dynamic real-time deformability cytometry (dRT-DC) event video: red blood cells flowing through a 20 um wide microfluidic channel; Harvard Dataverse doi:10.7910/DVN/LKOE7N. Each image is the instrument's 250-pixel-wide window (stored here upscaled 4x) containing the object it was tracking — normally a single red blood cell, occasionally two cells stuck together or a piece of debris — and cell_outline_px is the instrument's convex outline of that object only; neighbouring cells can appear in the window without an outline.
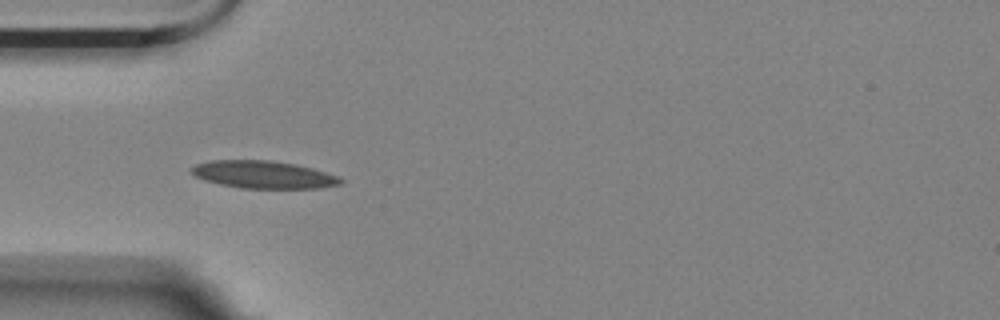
{"species": "Egyptian fruit bat (a non-hibernating species)", "species_latin": "Rousettus aegyptiacus", "temperature_condition": "room temperature", "stored_images_in_passage": 4, "camera_frame_rate_fps": 3000, "um_per_image_px": 0.085, "animal": {"sex": "female"}, "frame": {"image": 1, "passage_image": 3, "time_ms": 2.333, "image_size_px": [1000, 320], "cell_outline_px": [[344, 180], [340, 184], [320, 188], [240, 188], [220, 184], [204, 180], [188, 172], [188, 168], [196, 164], [208, 160], [272, 160], [296, 164], [312, 168], [336, 176]], "centroid_in_image_um": [22.32, 14.83], "position_along_channel_um": 62.7, "area_um2": 24.04}}
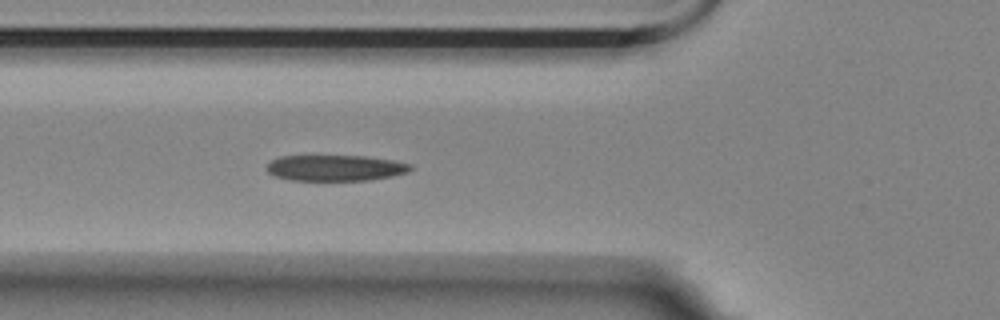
{"frame": {"image": 2, "passage_image": 4, "time_ms": 3.333, "image_size_px": [1000, 320], "cell_outline_px": [[412, 168], [408, 172], [392, 176], [368, 180], [292, 180], [272, 176], [264, 168], [272, 160], [280, 156], [364, 156], [392, 160], [412, 164]], "centroid_in_image_um": [28.48, 14.27], "position_along_channel_um": 97.3, "area_um2": 21.73}}